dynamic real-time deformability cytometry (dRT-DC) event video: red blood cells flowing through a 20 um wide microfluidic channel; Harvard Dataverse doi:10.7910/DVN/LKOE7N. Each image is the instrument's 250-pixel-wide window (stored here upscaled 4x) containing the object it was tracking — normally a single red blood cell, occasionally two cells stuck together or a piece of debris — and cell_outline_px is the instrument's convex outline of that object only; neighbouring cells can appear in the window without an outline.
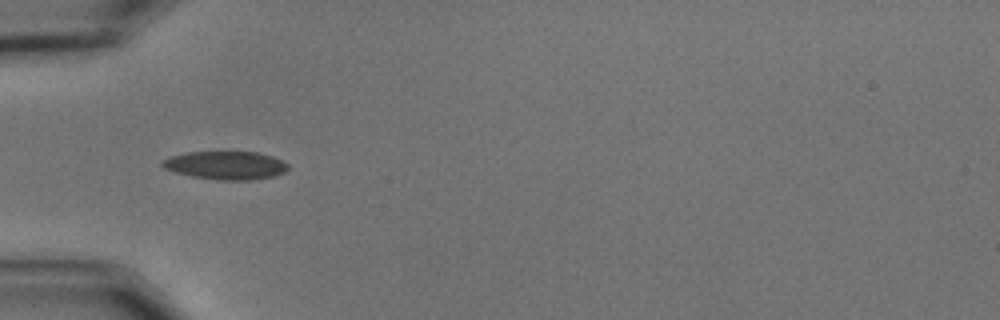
{"species": "common noctule bat (a hibernating species)", "species_latin": "Nyctalus noctula", "temperature_condition": "cold", "stored_images_in_passage": 25, "camera_frame_rate_fps": 3000, "um_per_image_px": 0.085, "animal": {"sex": "male", "body_mass_g": 15.6}, "frame": {"image": 1, "passage_image": 4, "time_ms": 1.0, "image_size_px": [1000, 320], "cell_outline_px": [[288, 168], [284, 172], [272, 176], [252, 180], [216, 180], [192, 176], [176, 172], [164, 168], [160, 164], [160, 160], [184, 152], [256, 152], [272, 156], [288, 164]], "centroid_in_image_um": [19.15, 14.05], "position_along_channel_um": 65.9, "area_um2": 20.63}}